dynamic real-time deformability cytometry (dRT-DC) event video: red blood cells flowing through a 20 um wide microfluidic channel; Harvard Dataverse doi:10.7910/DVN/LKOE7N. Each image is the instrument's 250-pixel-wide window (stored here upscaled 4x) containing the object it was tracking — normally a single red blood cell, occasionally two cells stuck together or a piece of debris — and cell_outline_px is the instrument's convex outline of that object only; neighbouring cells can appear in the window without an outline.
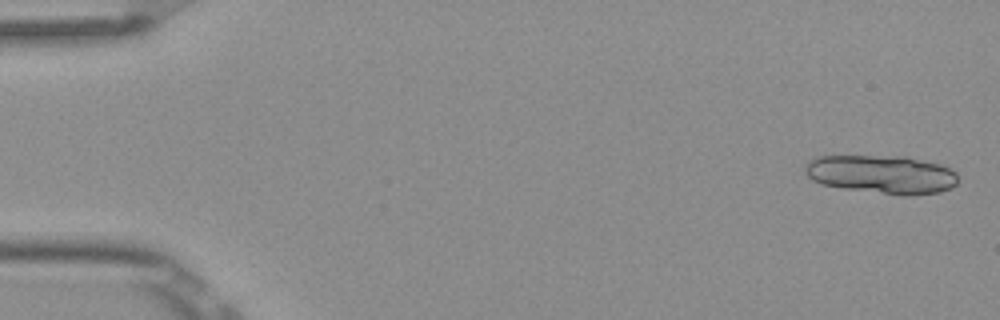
{"species": "Egyptian fruit bat (a non-hibernating species)", "species_latin": "Rousettus aegyptiacus", "temperature_condition": "room temperature", "stored_images_in_passage": 5, "camera_frame_rate_fps": 3000, "um_per_image_px": 0.085, "frame": {"image": 1, "passage_image": 1, "time_ms": 0.0, "image_size_px": [1000, 320], "cell_outline_px": [[960, 180], [952, 188], [940, 192], [912, 196], [904, 196], [844, 188], [820, 184], [812, 180], [804, 172], [804, 164], [808, 160], [816, 156], [908, 156], [940, 164], [956, 172]], "centroid_in_image_um": [74.96, 14.82], "position_along_channel_um": 10.0, "area_um2": 34.85}}